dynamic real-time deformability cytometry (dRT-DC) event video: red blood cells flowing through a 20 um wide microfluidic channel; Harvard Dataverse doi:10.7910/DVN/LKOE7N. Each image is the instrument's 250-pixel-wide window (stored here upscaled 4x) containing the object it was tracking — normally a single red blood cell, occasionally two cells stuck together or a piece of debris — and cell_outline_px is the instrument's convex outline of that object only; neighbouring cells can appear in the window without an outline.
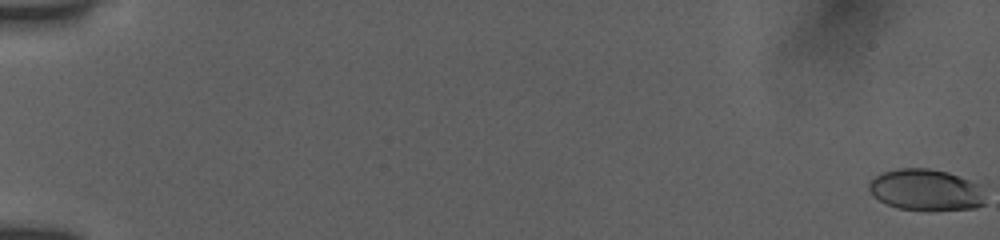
{"species": "human", "species_latin": "Homo sapiens", "temperature_condition": "room temperature", "stored_images_in_passage": 51, "camera_frame_rate_fps": 3000, "um_per_image_px": 0.085, "donor": {"sex": "female"}, "frame": {"image": 1, "passage_image": 1, "time_ms": 0.0, "image_size_px": [1000, 240], "cell_outline_px": [[984, 204], [976, 208], [928, 212], [896, 208], [872, 196], [868, 188], [868, 184], [876, 176], [884, 172], [896, 168], [928, 168], [948, 172], [984, 184]], "centroid_in_image_um": [78.76, 16.16], "position_along_channel_um": 6.2, "area_um2": 28.96}}
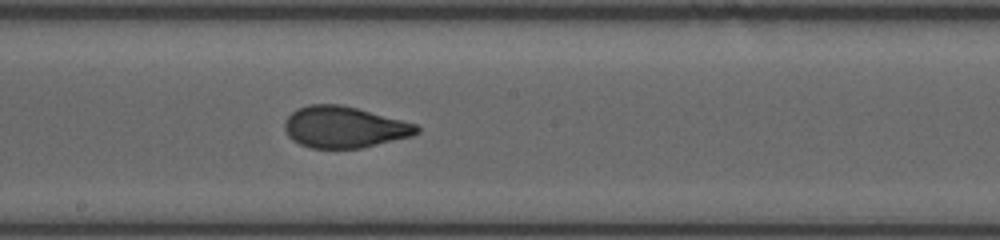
{"frame": {"image": 2, "passage_image": 30, "time_ms": 10.667, "image_size_px": [1000, 240], "cell_outline_px": [[420, 132], [412, 136], [360, 148], [312, 148], [300, 144], [292, 140], [288, 136], [284, 128], [284, 120], [296, 108], [308, 104], [340, 104], [356, 108], [416, 124], [420, 128]], "centroid_in_image_um": [29.22, 10.8], "position_along_channel_um": 219.0, "area_um2": 31.79}}
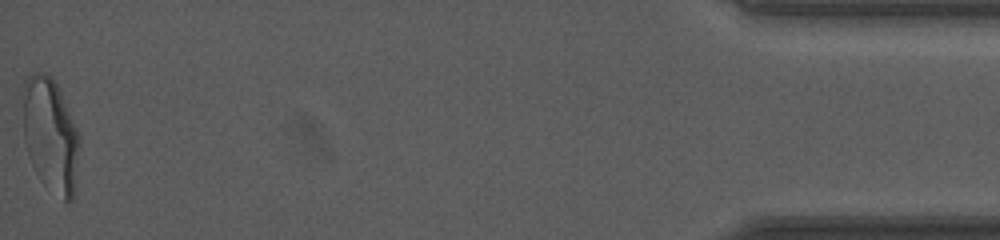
{"frame": {"image": 3, "passage_image": 51, "time_ms": 18.333, "image_size_px": [1000, 240], "cell_outline_px": [[80, 140], [72, 200], [64, 200], [24, 140], [20, 92], [24, 80], [32, 72], [48, 72], [52, 76], [60, 92], [80, 136]], "centroid_in_image_um": [4.28, 11.13], "position_along_channel_um": 430.9, "area_um2": 35.2}, "authors_computed_cell_mechanics": {"area_um2": 31.501, "velocity_mm_per_s": 3.8758, "shape_relaxation_time_tau1_ms": 5.5822, "shape_relaxation_time_tau2_ms": 0.7163, "deformation_change_tau1": 0.1809, "deformation_change_tau2": 0.0575}}